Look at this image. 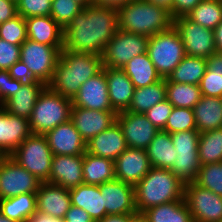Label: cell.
Returning a JSON list of instances; mask_svg holds the SVG:
<instances>
[{"label": "cell", "instance_id": "1", "mask_svg": "<svg viewBox=\"0 0 222 222\" xmlns=\"http://www.w3.org/2000/svg\"><path fill=\"white\" fill-rule=\"evenodd\" d=\"M118 30L117 10L86 5L64 29L63 49L102 55Z\"/></svg>", "mask_w": 222, "mask_h": 222}, {"label": "cell", "instance_id": "2", "mask_svg": "<svg viewBox=\"0 0 222 222\" xmlns=\"http://www.w3.org/2000/svg\"><path fill=\"white\" fill-rule=\"evenodd\" d=\"M102 69L101 55L63 49L48 86L62 96L73 99L81 85Z\"/></svg>", "mask_w": 222, "mask_h": 222}, {"label": "cell", "instance_id": "3", "mask_svg": "<svg viewBox=\"0 0 222 222\" xmlns=\"http://www.w3.org/2000/svg\"><path fill=\"white\" fill-rule=\"evenodd\" d=\"M185 184L169 169L151 167L134 186L137 213L177 200H183Z\"/></svg>", "mask_w": 222, "mask_h": 222}, {"label": "cell", "instance_id": "4", "mask_svg": "<svg viewBox=\"0 0 222 222\" xmlns=\"http://www.w3.org/2000/svg\"><path fill=\"white\" fill-rule=\"evenodd\" d=\"M119 29L151 37L173 26V18L166 9L145 0H132L118 10Z\"/></svg>", "mask_w": 222, "mask_h": 222}, {"label": "cell", "instance_id": "5", "mask_svg": "<svg viewBox=\"0 0 222 222\" xmlns=\"http://www.w3.org/2000/svg\"><path fill=\"white\" fill-rule=\"evenodd\" d=\"M71 107L72 99L46 86L40 93L29 119L32 134L45 135L58 125L68 122Z\"/></svg>", "mask_w": 222, "mask_h": 222}, {"label": "cell", "instance_id": "6", "mask_svg": "<svg viewBox=\"0 0 222 222\" xmlns=\"http://www.w3.org/2000/svg\"><path fill=\"white\" fill-rule=\"evenodd\" d=\"M147 53L163 79L168 78L186 56L183 41L174 26L149 37Z\"/></svg>", "mask_w": 222, "mask_h": 222}, {"label": "cell", "instance_id": "7", "mask_svg": "<svg viewBox=\"0 0 222 222\" xmlns=\"http://www.w3.org/2000/svg\"><path fill=\"white\" fill-rule=\"evenodd\" d=\"M10 156L42 182L49 180L53 153L44 135L31 134Z\"/></svg>", "mask_w": 222, "mask_h": 222}, {"label": "cell", "instance_id": "8", "mask_svg": "<svg viewBox=\"0 0 222 222\" xmlns=\"http://www.w3.org/2000/svg\"><path fill=\"white\" fill-rule=\"evenodd\" d=\"M62 50L63 47H53L27 39L20 47V60L37 81L48 86Z\"/></svg>", "mask_w": 222, "mask_h": 222}, {"label": "cell", "instance_id": "9", "mask_svg": "<svg viewBox=\"0 0 222 222\" xmlns=\"http://www.w3.org/2000/svg\"><path fill=\"white\" fill-rule=\"evenodd\" d=\"M149 37L118 30L101 55L103 67L123 69L134 57L147 53Z\"/></svg>", "mask_w": 222, "mask_h": 222}, {"label": "cell", "instance_id": "10", "mask_svg": "<svg viewBox=\"0 0 222 222\" xmlns=\"http://www.w3.org/2000/svg\"><path fill=\"white\" fill-rule=\"evenodd\" d=\"M42 181L21 167L11 156L0 159V200L36 193Z\"/></svg>", "mask_w": 222, "mask_h": 222}, {"label": "cell", "instance_id": "11", "mask_svg": "<svg viewBox=\"0 0 222 222\" xmlns=\"http://www.w3.org/2000/svg\"><path fill=\"white\" fill-rule=\"evenodd\" d=\"M173 26L183 41L187 56L207 59L217 52L213 30L202 27L186 16L173 19Z\"/></svg>", "mask_w": 222, "mask_h": 222}, {"label": "cell", "instance_id": "12", "mask_svg": "<svg viewBox=\"0 0 222 222\" xmlns=\"http://www.w3.org/2000/svg\"><path fill=\"white\" fill-rule=\"evenodd\" d=\"M184 199L194 222H221L222 197L195 182L185 184Z\"/></svg>", "mask_w": 222, "mask_h": 222}, {"label": "cell", "instance_id": "13", "mask_svg": "<svg viewBox=\"0 0 222 222\" xmlns=\"http://www.w3.org/2000/svg\"><path fill=\"white\" fill-rule=\"evenodd\" d=\"M116 121L121 127L127 147L146 149L159 132L145 114L124 111L117 113Z\"/></svg>", "mask_w": 222, "mask_h": 222}, {"label": "cell", "instance_id": "14", "mask_svg": "<svg viewBox=\"0 0 222 222\" xmlns=\"http://www.w3.org/2000/svg\"><path fill=\"white\" fill-rule=\"evenodd\" d=\"M72 106L115 112L109 100L105 67L81 85L78 93L72 99Z\"/></svg>", "mask_w": 222, "mask_h": 222}, {"label": "cell", "instance_id": "15", "mask_svg": "<svg viewBox=\"0 0 222 222\" xmlns=\"http://www.w3.org/2000/svg\"><path fill=\"white\" fill-rule=\"evenodd\" d=\"M117 180L135 186L151 169L146 149L127 147L115 160Z\"/></svg>", "mask_w": 222, "mask_h": 222}, {"label": "cell", "instance_id": "16", "mask_svg": "<svg viewBox=\"0 0 222 222\" xmlns=\"http://www.w3.org/2000/svg\"><path fill=\"white\" fill-rule=\"evenodd\" d=\"M106 214H136L134 186L120 180L99 185Z\"/></svg>", "mask_w": 222, "mask_h": 222}, {"label": "cell", "instance_id": "17", "mask_svg": "<svg viewBox=\"0 0 222 222\" xmlns=\"http://www.w3.org/2000/svg\"><path fill=\"white\" fill-rule=\"evenodd\" d=\"M32 134L29 120L12 115L0 106V154L10 156Z\"/></svg>", "mask_w": 222, "mask_h": 222}, {"label": "cell", "instance_id": "18", "mask_svg": "<svg viewBox=\"0 0 222 222\" xmlns=\"http://www.w3.org/2000/svg\"><path fill=\"white\" fill-rule=\"evenodd\" d=\"M53 155H84L86 141L69 120L60 124L44 135Z\"/></svg>", "mask_w": 222, "mask_h": 222}, {"label": "cell", "instance_id": "19", "mask_svg": "<svg viewBox=\"0 0 222 222\" xmlns=\"http://www.w3.org/2000/svg\"><path fill=\"white\" fill-rule=\"evenodd\" d=\"M116 115V112L72 106L70 120L74 123L75 128L82 138L87 142L111 126L116 121Z\"/></svg>", "mask_w": 222, "mask_h": 222}, {"label": "cell", "instance_id": "20", "mask_svg": "<svg viewBox=\"0 0 222 222\" xmlns=\"http://www.w3.org/2000/svg\"><path fill=\"white\" fill-rule=\"evenodd\" d=\"M36 204L38 213L63 220L71 206L69 189L42 182L36 192Z\"/></svg>", "mask_w": 222, "mask_h": 222}, {"label": "cell", "instance_id": "21", "mask_svg": "<svg viewBox=\"0 0 222 222\" xmlns=\"http://www.w3.org/2000/svg\"><path fill=\"white\" fill-rule=\"evenodd\" d=\"M83 155H53L51 173L47 182L72 189L84 184Z\"/></svg>", "mask_w": 222, "mask_h": 222}, {"label": "cell", "instance_id": "22", "mask_svg": "<svg viewBox=\"0 0 222 222\" xmlns=\"http://www.w3.org/2000/svg\"><path fill=\"white\" fill-rule=\"evenodd\" d=\"M126 149L125 137L117 121L86 142V152L113 161Z\"/></svg>", "mask_w": 222, "mask_h": 222}, {"label": "cell", "instance_id": "23", "mask_svg": "<svg viewBox=\"0 0 222 222\" xmlns=\"http://www.w3.org/2000/svg\"><path fill=\"white\" fill-rule=\"evenodd\" d=\"M109 100L116 113L127 111L134 94V84L122 69L105 68Z\"/></svg>", "mask_w": 222, "mask_h": 222}, {"label": "cell", "instance_id": "24", "mask_svg": "<svg viewBox=\"0 0 222 222\" xmlns=\"http://www.w3.org/2000/svg\"><path fill=\"white\" fill-rule=\"evenodd\" d=\"M28 39L53 47H63L64 29L50 16L25 19Z\"/></svg>", "mask_w": 222, "mask_h": 222}, {"label": "cell", "instance_id": "25", "mask_svg": "<svg viewBox=\"0 0 222 222\" xmlns=\"http://www.w3.org/2000/svg\"><path fill=\"white\" fill-rule=\"evenodd\" d=\"M71 205L82 208L93 219L94 222L104 218L106 208L103 205V195H101L98 185L82 184L69 189Z\"/></svg>", "mask_w": 222, "mask_h": 222}, {"label": "cell", "instance_id": "26", "mask_svg": "<svg viewBox=\"0 0 222 222\" xmlns=\"http://www.w3.org/2000/svg\"><path fill=\"white\" fill-rule=\"evenodd\" d=\"M46 85L40 81H35L32 85H22L17 87L15 95L8 99L2 107L8 113L30 119L34 105Z\"/></svg>", "mask_w": 222, "mask_h": 222}, {"label": "cell", "instance_id": "27", "mask_svg": "<svg viewBox=\"0 0 222 222\" xmlns=\"http://www.w3.org/2000/svg\"><path fill=\"white\" fill-rule=\"evenodd\" d=\"M193 112L199 133L222 128V98L202 96Z\"/></svg>", "mask_w": 222, "mask_h": 222}, {"label": "cell", "instance_id": "28", "mask_svg": "<svg viewBox=\"0 0 222 222\" xmlns=\"http://www.w3.org/2000/svg\"><path fill=\"white\" fill-rule=\"evenodd\" d=\"M83 182L88 185H100L115 180L114 161L94 156L88 152L83 155Z\"/></svg>", "mask_w": 222, "mask_h": 222}, {"label": "cell", "instance_id": "29", "mask_svg": "<svg viewBox=\"0 0 222 222\" xmlns=\"http://www.w3.org/2000/svg\"><path fill=\"white\" fill-rule=\"evenodd\" d=\"M151 167L171 169L177 151L174 149L169 132L159 130L146 148Z\"/></svg>", "mask_w": 222, "mask_h": 222}, {"label": "cell", "instance_id": "30", "mask_svg": "<svg viewBox=\"0 0 222 222\" xmlns=\"http://www.w3.org/2000/svg\"><path fill=\"white\" fill-rule=\"evenodd\" d=\"M122 70L134 84L135 89L154 84L162 79L148 53L134 57Z\"/></svg>", "mask_w": 222, "mask_h": 222}, {"label": "cell", "instance_id": "31", "mask_svg": "<svg viewBox=\"0 0 222 222\" xmlns=\"http://www.w3.org/2000/svg\"><path fill=\"white\" fill-rule=\"evenodd\" d=\"M0 212L12 221L26 222L37 212L36 193L1 199Z\"/></svg>", "mask_w": 222, "mask_h": 222}, {"label": "cell", "instance_id": "32", "mask_svg": "<svg viewBox=\"0 0 222 222\" xmlns=\"http://www.w3.org/2000/svg\"><path fill=\"white\" fill-rule=\"evenodd\" d=\"M143 214L149 222H194L185 199L154 206Z\"/></svg>", "mask_w": 222, "mask_h": 222}, {"label": "cell", "instance_id": "33", "mask_svg": "<svg viewBox=\"0 0 222 222\" xmlns=\"http://www.w3.org/2000/svg\"><path fill=\"white\" fill-rule=\"evenodd\" d=\"M166 99V79H161L154 84L136 88L132 97L131 104L127 111L145 114L159 102Z\"/></svg>", "mask_w": 222, "mask_h": 222}, {"label": "cell", "instance_id": "34", "mask_svg": "<svg viewBox=\"0 0 222 222\" xmlns=\"http://www.w3.org/2000/svg\"><path fill=\"white\" fill-rule=\"evenodd\" d=\"M207 69V59L185 56L166 82L199 85Z\"/></svg>", "mask_w": 222, "mask_h": 222}, {"label": "cell", "instance_id": "35", "mask_svg": "<svg viewBox=\"0 0 222 222\" xmlns=\"http://www.w3.org/2000/svg\"><path fill=\"white\" fill-rule=\"evenodd\" d=\"M201 97L199 85L166 82V99L173 107L193 109Z\"/></svg>", "mask_w": 222, "mask_h": 222}, {"label": "cell", "instance_id": "36", "mask_svg": "<svg viewBox=\"0 0 222 222\" xmlns=\"http://www.w3.org/2000/svg\"><path fill=\"white\" fill-rule=\"evenodd\" d=\"M198 156L201 165L222 162V128L200 133Z\"/></svg>", "mask_w": 222, "mask_h": 222}, {"label": "cell", "instance_id": "37", "mask_svg": "<svg viewBox=\"0 0 222 222\" xmlns=\"http://www.w3.org/2000/svg\"><path fill=\"white\" fill-rule=\"evenodd\" d=\"M185 16L202 27L214 30L222 21V0H202Z\"/></svg>", "mask_w": 222, "mask_h": 222}, {"label": "cell", "instance_id": "38", "mask_svg": "<svg viewBox=\"0 0 222 222\" xmlns=\"http://www.w3.org/2000/svg\"><path fill=\"white\" fill-rule=\"evenodd\" d=\"M200 168L198 152H177L175 163L170 171L187 184L196 181Z\"/></svg>", "mask_w": 222, "mask_h": 222}, {"label": "cell", "instance_id": "39", "mask_svg": "<svg viewBox=\"0 0 222 222\" xmlns=\"http://www.w3.org/2000/svg\"><path fill=\"white\" fill-rule=\"evenodd\" d=\"M195 183L222 197V162L201 165Z\"/></svg>", "mask_w": 222, "mask_h": 222}, {"label": "cell", "instance_id": "40", "mask_svg": "<svg viewBox=\"0 0 222 222\" xmlns=\"http://www.w3.org/2000/svg\"><path fill=\"white\" fill-rule=\"evenodd\" d=\"M188 130H197L193 109L173 107L163 131L171 134Z\"/></svg>", "mask_w": 222, "mask_h": 222}, {"label": "cell", "instance_id": "41", "mask_svg": "<svg viewBox=\"0 0 222 222\" xmlns=\"http://www.w3.org/2000/svg\"><path fill=\"white\" fill-rule=\"evenodd\" d=\"M0 39L14 45H22L27 39L25 19L21 15L0 24Z\"/></svg>", "mask_w": 222, "mask_h": 222}, {"label": "cell", "instance_id": "42", "mask_svg": "<svg viewBox=\"0 0 222 222\" xmlns=\"http://www.w3.org/2000/svg\"><path fill=\"white\" fill-rule=\"evenodd\" d=\"M83 6L75 0H52L50 16L63 28L71 22Z\"/></svg>", "mask_w": 222, "mask_h": 222}, {"label": "cell", "instance_id": "43", "mask_svg": "<svg viewBox=\"0 0 222 222\" xmlns=\"http://www.w3.org/2000/svg\"><path fill=\"white\" fill-rule=\"evenodd\" d=\"M17 13L24 19L36 16H48L51 13L50 0H20L17 3Z\"/></svg>", "mask_w": 222, "mask_h": 222}, {"label": "cell", "instance_id": "44", "mask_svg": "<svg viewBox=\"0 0 222 222\" xmlns=\"http://www.w3.org/2000/svg\"><path fill=\"white\" fill-rule=\"evenodd\" d=\"M170 136L177 152H198L200 133L197 130L180 131Z\"/></svg>", "mask_w": 222, "mask_h": 222}, {"label": "cell", "instance_id": "45", "mask_svg": "<svg viewBox=\"0 0 222 222\" xmlns=\"http://www.w3.org/2000/svg\"><path fill=\"white\" fill-rule=\"evenodd\" d=\"M173 106L165 99L157 103L145 112L147 119L159 130H163L166 126L168 118L172 112Z\"/></svg>", "mask_w": 222, "mask_h": 222}, {"label": "cell", "instance_id": "46", "mask_svg": "<svg viewBox=\"0 0 222 222\" xmlns=\"http://www.w3.org/2000/svg\"><path fill=\"white\" fill-rule=\"evenodd\" d=\"M199 86L202 96L222 98V75L206 69Z\"/></svg>", "mask_w": 222, "mask_h": 222}, {"label": "cell", "instance_id": "47", "mask_svg": "<svg viewBox=\"0 0 222 222\" xmlns=\"http://www.w3.org/2000/svg\"><path fill=\"white\" fill-rule=\"evenodd\" d=\"M20 47L0 39V70H9L20 60Z\"/></svg>", "mask_w": 222, "mask_h": 222}, {"label": "cell", "instance_id": "48", "mask_svg": "<svg viewBox=\"0 0 222 222\" xmlns=\"http://www.w3.org/2000/svg\"><path fill=\"white\" fill-rule=\"evenodd\" d=\"M19 80L10 76L9 70H0V106L15 95L17 87H21Z\"/></svg>", "mask_w": 222, "mask_h": 222}, {"label": "cell", "instance_id": "49", "mask_svg": "<svg viewBox=\"0 0 222 222\" xmlns=\"http://www.w3.org/2000/svg\"><path fill=\"white\" fill-rule=\"evenodd\" d=\"M9 73L13 79L19 80L21 85H32L37 81L28 67L21 60L17 61L10 67Z\"/></svg>", "mask_w": 222, "mask_h": 222}, {"label": "cell", "instance_id": "50", "mask_svg": "<svg viewBox=\"0 0 222 222\" xmlns=\"http://www.w3.org/2000/svg\"><path fill=\"white\" fill-rule=\"evenodd\" d=\"M202 0H173L172 18L187 15L193 10Z\"/></svg>", "mask_w": 222, "mask_h": 222}, {"label": "cell", "instance_id": "51", "mask_svg": "<svg viewBox=\"0 0 222 222\" xmlns=\"http://www.w3.org/2000/svg\"><path fill=\"white\" fill-rule=\"evenodd\" d=\"M63 222H94L88 212L77 206L71 205Z\"/></svg>", "mask_w": 222, "mask_h": 222}, {"label": "cell", "instance_id": "52", "mask_svg": "<svg viewBox=\"0 0 222 222\" xmlns=\"http://www.w3.org/2000/svg\"><path fill=\"white\" fill-rule=\"evenodd\" d=\"M17 4L11 0H0V24L17 16Z\"/></svg>", "mask_w": 222, "mask_h": 222}, {"label": "cell", "instance_id": "53", "mask_svg": "<svg viewBox=\"0 0 222 222\" xmlns=\"http://www.w3.org/2000/svg\"><path fill=\"white\" fill-rule=\"evenodd\" d=\"M132 0H86V5L92 4L102 8L119 10Z\"/></svg>", "mask_w": 222, "mask_h": 222}, {"label": "cell", "instance_id": "54", "mask_svg": "<svg viewBox=\"0 0 222 222\" xmlns=\"http://www.w3.org/2000/svg\"><path fill=\"white\" fill-rule=\"evenodd\" d=\"M207 69L211 74L222 75V52H216L207 58Z\"/></svg>", "mask_w": 222, "mask_h": 222}, {"label": "cell", "instance_id": "55", "mask_svg": "<svg viewBox=\"0 0 222 222\" xmlns=\"http://www.w3.org/2000/svg\"><path fill=\"white\" fill-rule=\"evenodd\" d=\"M133 215L134 214H110L97 222H131Z\"/></svg>", "mask_w": 222, "mask_h": 222}, {"label": "cell", "instance_id": "56", "mask_svg": "<svg viewBox=\"0 0 222 222\" xmlns=\"http://www.w3.org/2000/svg\"><path fill=\"white\" fill-rule=\"evenodd\" d=\"M26 222H63V220L36 212Z\"/></svg>", "mask_w": 222, "mask_h": 222}, {"label": "cell", "instance_id": "57", "mask_svg": "<svg viewBox=\"0 0 222 222\" xmlns=\"http://www.w3.org/2000/svg\"><path fill=\"white\" fill-rule=\"evenodd\" d=\"M213 31L216 51L222 52V21L216 26Z\"/></svg>", "mask_w": 222, "mask_h": 222}, {"label": "cell", "instance_id": "58", "mask_svg": "<svg viewBox=\"0 0 222 222\" xmlns=\"http://www.w3.org/2000/svg\"><path fill=\"white\" fill-rule=\"evenodd\" d=\"M145 1L166 9L167 11L170 12V14L172 16L173 0H145Z\"/></svg>", "mask_w": 222, "mask_h": 222}, {"label": "cell", "instance_id": "59", "mask_svg": "<svg viewBox=\"0 0 222 222\" xmlns=\"http://www.w3.org/2000/svg\"><path fill=\"white\" fill-rule=\"evenodd\" d=\"M131 222H149L143 213H136L132 216Z\"/></svg>", "mask_w": 222, "mask_h": 222}, {"label": "cell", "instance_id": "60", "mask_svg": "<svg viewBox=\"0 0 222 222\" xmlns=\"http://www.w3.org/2000/svg\"><path fill=\"white\" fill-rule=\"evenodd\" d=\"M0 222H16L12 221L9 218L5 217L1 212H0Z\"/></svg>", "mask_w": 222, "mask_h": 222}, {"label": "cell", "instance_id": "61", "mask_svg": "<svg viewBox=\"0 0 222 222\" xmlns=\"http://www.w3.org/2000/svg\"><path fill=\"white\" fill-rule=\"evenodd\" d=\"M78 1L83 7L86 6V0H75Z\"/></svg>", "mask_w": 222, "mask_h": 222}, {"label": "cell", "instance_id": "62", "mask_svg": "<svg viewBox=\"0 0 222 222\" xmlns=\"http://www.w3.org/2000/svg\"><path fill=\"white\" fill-rule=\"evenodd\" d=\"M13 2H15L16 4L20 1V0H11Z\"/></svg>", "mask_w": 222, "mask_h": 222}]
</instances>
